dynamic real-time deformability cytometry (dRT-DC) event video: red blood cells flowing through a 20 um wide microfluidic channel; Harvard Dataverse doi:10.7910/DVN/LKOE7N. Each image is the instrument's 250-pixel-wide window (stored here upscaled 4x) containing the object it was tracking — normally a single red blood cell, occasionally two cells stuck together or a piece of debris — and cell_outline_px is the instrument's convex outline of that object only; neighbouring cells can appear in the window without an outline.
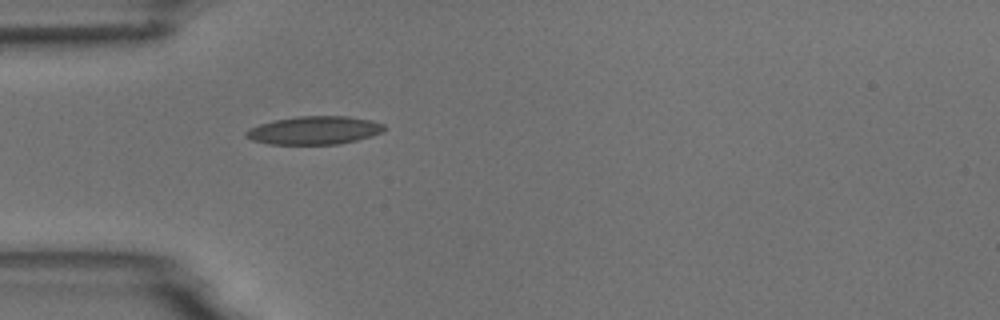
{"species": "common noctule bat (a hibernating species)", "species_latin": "Nyctalus noctula", "temperature_condition": "room temperature", "stored_images_in_passage": 1, "camera_frame_rate_fps": 3000, "um_per_image_px": 0.085, "animal": {"sex": "male", "body_mass_g": 18.8}, "frame": {"image": 1, "passage_image": 1, "time_ms": 0.0, "image_size_px": [1000, 320], "cell_outline_px": [[384, 128], [380, 132], [372, 136], [356, 140], [336, 144], [268, 144], [252, 140], [244, 136], [244, 132], [260, 124], [272, 120], [296, 116], [348, 116], [372, 120], [384, 124]], "centroid_in_image_um": [26.69, 11.07], "position_along_channel_um": 58.3, "area_um2": 22.66}}